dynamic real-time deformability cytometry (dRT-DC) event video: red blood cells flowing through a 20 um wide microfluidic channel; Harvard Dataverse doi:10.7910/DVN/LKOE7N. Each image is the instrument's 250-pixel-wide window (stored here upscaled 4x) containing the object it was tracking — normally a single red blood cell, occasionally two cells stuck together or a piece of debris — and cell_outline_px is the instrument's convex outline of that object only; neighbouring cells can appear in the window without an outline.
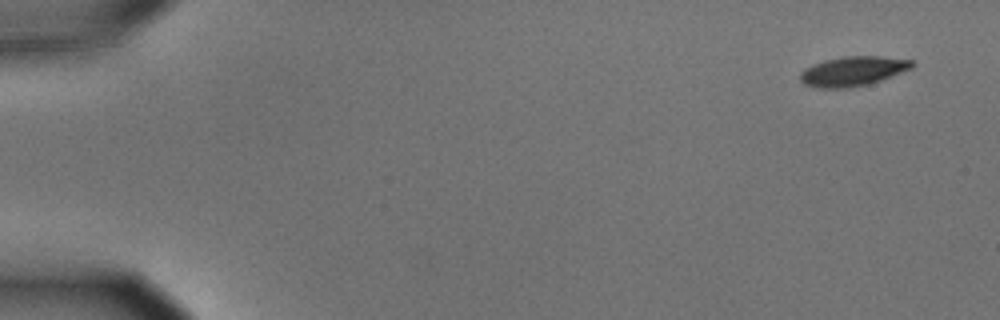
{"species": "common noctule bat (a hibernating species)", "species_latin": "Nyctalus noctula", "temperature_condition": "cold", "stored_images_in_passage": 55, "camera_frame_rate_fps": 3000, "um_per_image_px": 0.085, "animal": {"sex": "male", "body_mass_g": 15.6}, "frame": {"image": 1, "passage_image": 1, "time_ms": 0.0, "image_size_px": [1000, 320], "cell_outline_px": [[916, 64], [912, 68], [892, 76], [868, 84], [848, 88], [816, 88], [804, 84], [800, 80], [800, 72], [804, 68], [812, 64], [824, 60], [844, 56], [880, 56], [912, 60]], "centroid_in_image_um": [72.47, 6.05], "position_along_channel_um": 12.5, "area_um2": 19.42}}
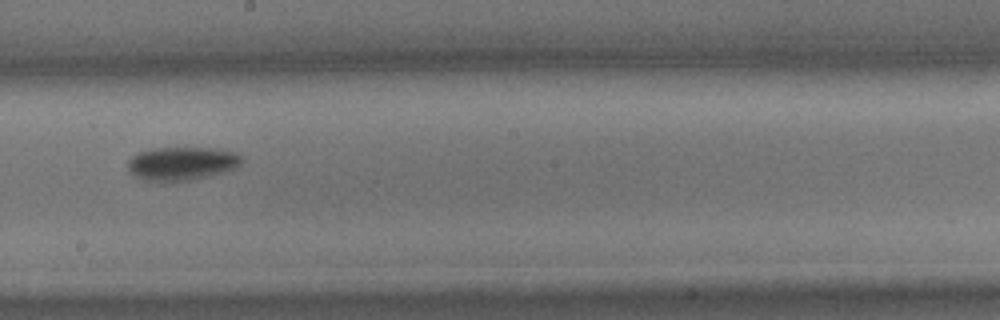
{"frame": {"image": 2, "passage_image": 31, "time_ms": 10.0, "image_size_px": [1000, 320], "cell_outline_px": [[240, 164], [236, 168], [224, 172], [208, 176], [188, 180], [164, 184], [144, 180], [132, 176], [128, 172], [128, 160], [132, 156], [140, 152], [152, 148], [220, 148], [236, 152], [240, 156]], "centroid_in_image_um": [15.4, 13.92], "position_along_channel_um": 232.8, "area_um2": 22.72}}
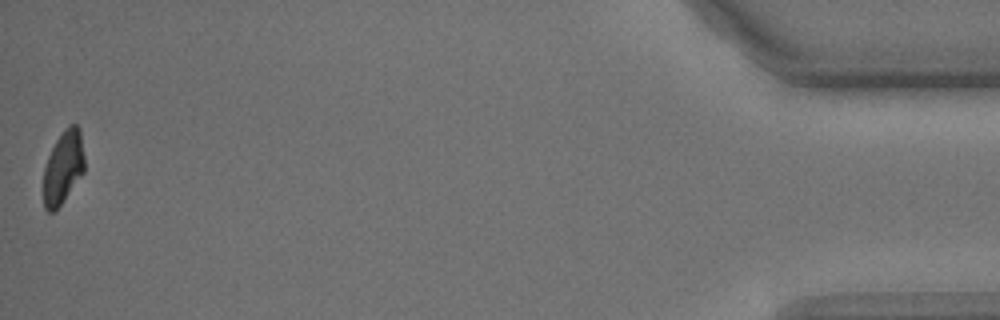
{"frame": {"image": 3, "passage_image": 55, "time_ms": 18.0, "image_size_px": [1000, 320], "cell_outline_px": [[84, 172], [60, 204], [52, 212], [48, 212], [44, 208], [44, 168], [48, 156], [56, 140], [64, 128], [68, 124], [76, 124], [80, 128], [84, 156]], "centroid_in_image_um": [5.38, 14.17], "position_along_channel_um": 429.8, "area_um2": 17.28}, "authors_computed_cell_mechanics": {"area_um2": 19.9988, "velocity_mm_per_s": 3.5338, "shape_relaxation_time_tau1_ms": 3.3841, "shape_relaxation_time_tau2_ms": null, "deformation_change_tau1": 0.1244, "deformation_change_tau2": null}}